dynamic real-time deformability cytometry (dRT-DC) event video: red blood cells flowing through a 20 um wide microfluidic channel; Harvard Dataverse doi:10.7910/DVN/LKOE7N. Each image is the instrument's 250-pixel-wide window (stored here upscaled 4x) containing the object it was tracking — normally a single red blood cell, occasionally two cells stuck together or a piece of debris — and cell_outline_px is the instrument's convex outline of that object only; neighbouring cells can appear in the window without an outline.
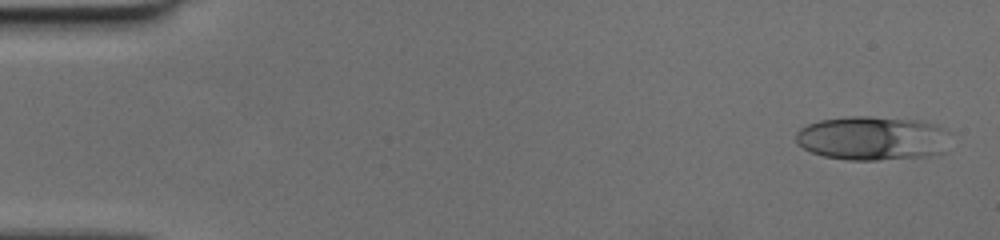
{"species": "human", "species_latin": "Homo sapiens", "temperature_condition": "cold", "stored_images_in_passage": 49, "camera_frame_rate_fps": 3000, "um_per_image_px": 0.085, "donor": {"sex": "female"}, "frame": {"image": 1, "passage_image": 1, "time_ms": 0.0, "image_size_px": [1000, 240], "cell_outline_px": [[952, 132], [944, 152], [928, 156], [876, 160], [848, 160], [824, 156], [812, 152], [796, 144], [796, 132], [800, 128], [808, 124], [820, 120], [848, 116], [872, 116], [916, 120], [936, 124]], "centroid_in_image_um": [74.19, 11.74], "position_along_channel_um": 10.8, "area_um2": 40.06}}
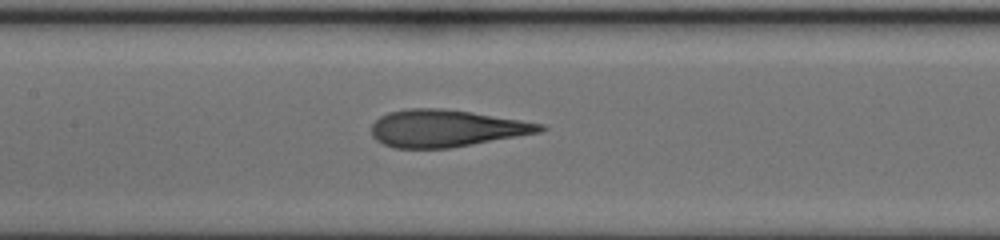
{"frame": {"image": 2, "passage_image": 23, "time_ms": 7.333, "image_size_px": [1000, 240], "cell_outline_px": [[548, 128], [540, 132], [448, 148], [392, 148], [376, 140], [372, 136], [372, 124], [380, 116], [388, 112], [408, 108], [440, 108], [468, 112], [520, 120], [544, 124]], "centroid_in_image_um": [37.87, 10.91], "position_along_channel_um": 169.5, "area_um2": 36.07}}
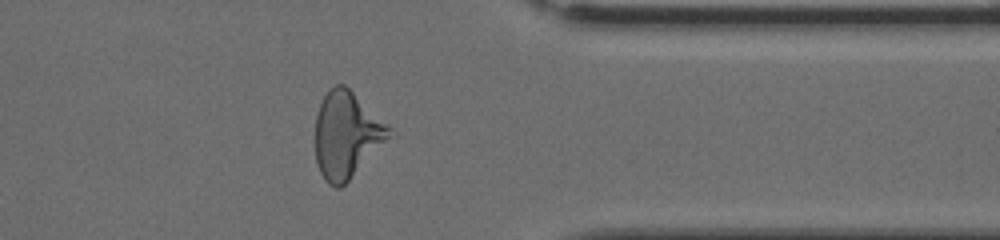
{"frame": {"image": 3, "passage_image": 39, "time_ms": 12.667, "image_size_px": [1000, 240], "cell_outline_px": [[392, 128], [388, 136], [348, 180], [340, 188], [336, 188], [328, 184], [324, 180], [320, 172], [316, 160], [316, 112], [324, 96], [336, 84], [344, 84]], "centroid_in_image_um": [29.4, 11.45], "position_along_channel_um": 382.0, "area_um2": 36.01}}